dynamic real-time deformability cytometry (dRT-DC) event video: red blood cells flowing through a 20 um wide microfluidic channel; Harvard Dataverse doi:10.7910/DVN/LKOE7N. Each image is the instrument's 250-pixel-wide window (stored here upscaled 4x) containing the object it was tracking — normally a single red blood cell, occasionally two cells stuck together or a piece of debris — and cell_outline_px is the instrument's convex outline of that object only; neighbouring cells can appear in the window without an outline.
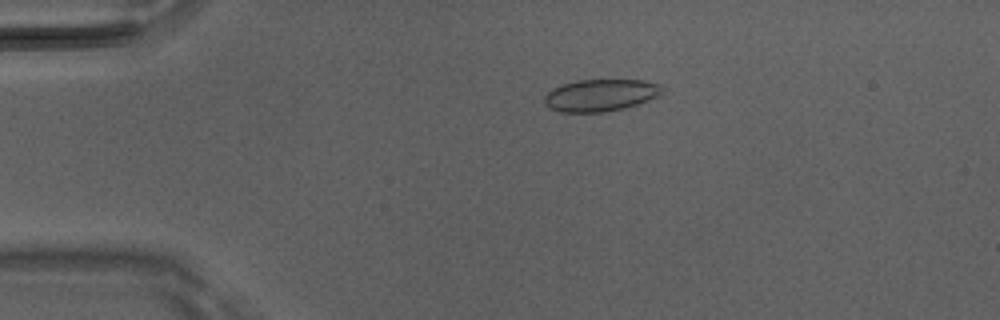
{"species": "Egyptian fruit bat (a non-hibernating species)", "species_latin": "Rousettus aegyptiacus", "temperature_condition": "room temperature", "stored_images_in_passage": 4, "camera_frame_rate_fps": 3000, "um_per_image_px": 0.085, "animal": {"sex": "male"}, "frame": {"image": 1, "passage_image": 3, "time_ms": 0.667, "image_size_px": [1000, 320], "cell_outline_px": [[664, 84], [660, 92], [656, 96], [648, 100], [624, 108], [604, 112], [560, 112], [548, 108], [544, 104], [544, 96], [552, 88], [560, 84], [576, 80], [644, 80]], "centroid_in_image_um": [50.99, 8.08], "position_along_channel_um": 34.0, "area_um2": 22.14}}